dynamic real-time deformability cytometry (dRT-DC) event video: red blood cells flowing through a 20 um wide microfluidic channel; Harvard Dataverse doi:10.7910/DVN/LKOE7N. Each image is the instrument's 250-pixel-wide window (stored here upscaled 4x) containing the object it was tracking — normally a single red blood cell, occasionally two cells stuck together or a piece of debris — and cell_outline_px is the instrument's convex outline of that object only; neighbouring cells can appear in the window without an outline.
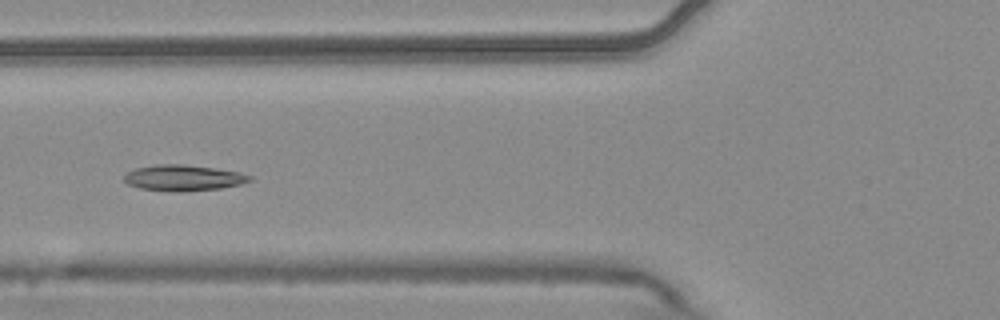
{"species": "common noctule bat (a hibernating species)", "species_latin": "Nyctalus noctula", "temperature_condition": "warm", "stored_images_in_passage": 8, "camera_frame_rate_fps": 3000, "um_per_image_px": 0.085, "animal": {"sex": "male", "body_mass_g": 20.4}, "frame": {"image": 1, "passage_image": 6, "time_ms": 1.667, "image_size_px": [1000, 320], "cell_outline_px": [[252, 180], [240, 184], [220, 188], [184, 192], [176, 192], [140, 188], [128, 184], [124, 180], [124, 176], [128, 172], [136, 168], [156, 164], [184, 164], [216, 168], [240, 172], [252, 176]], "centroid_in_image_um": [15.6, 15.11], "position_along_channel_um": 110.2, "area_um2": 19.02}}
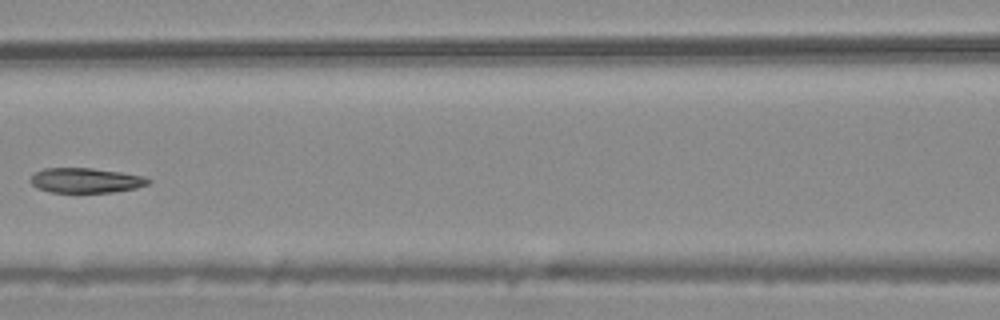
{"frame": {"image": 2, "passage_image": 7, "time_ms": 2.0, "image_size_px": [1000, 320], "cell_outline_px": [[152, 180], [148, 184], [136, 188], [112, 192], [48, 192], [36, 188], [32, 184], [32, 176], [36, 172], [44, 168], [92, 168], [120, 172], [144, 176]], "centroid_in_image_um": [7.3, 15.33], "position_along_channel_um": 159.3, "area_um2": 16.99}}
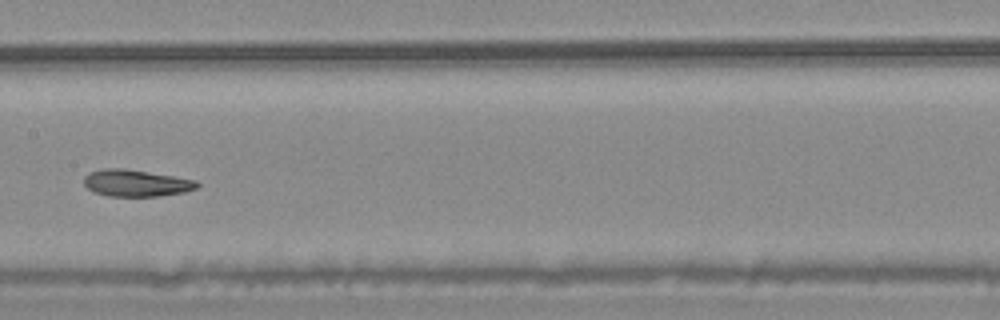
{"frame": {"image": 3, "passage_image": 8, "time_ms": 2.333, "image_size_px": [1000, 320], "cell_outline_px": [[200, 184], [196, 188], [184, 192], [160, 196], [108, 196], [96, 192], [88, 188], [84, 184], [84, 176], [88, 172], [100, 168], [124, 168], [196, 180]], "centroid_in_image_um": [11.54, 15.55], "position_along_channel_um": 195.9, "area_um2": 17.63}}